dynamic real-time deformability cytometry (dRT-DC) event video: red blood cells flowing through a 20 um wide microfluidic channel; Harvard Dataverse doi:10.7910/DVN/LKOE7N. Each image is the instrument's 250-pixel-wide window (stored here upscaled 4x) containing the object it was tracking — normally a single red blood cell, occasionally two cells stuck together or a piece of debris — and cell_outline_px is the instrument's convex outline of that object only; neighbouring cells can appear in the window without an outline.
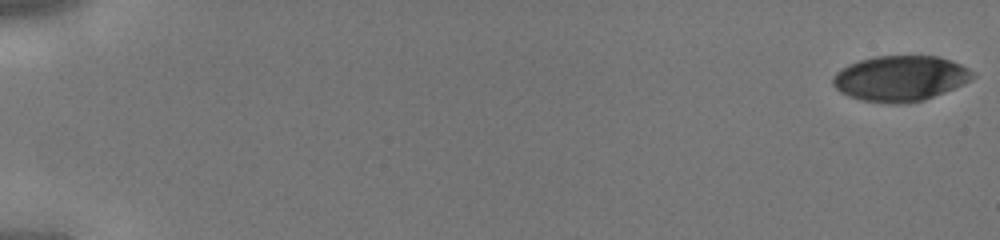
{"species": "human", "species_latin": "Homo sapiens", "temperature_condition": "cold", "stored_images_in_passage": 45, "camera_frame_rate_fps": 3000, "um_per_image_px": 0.085, "donor": {"sex": "male"}, "frame": {"image": 1, "passage_image": 1, "time_ms": 0.0, "image_size_px": [1000, 240], "cell_outline_px": [[976, 76], [972, 80], [964, 84], [924, 100], [900, 104], [892, 104], [860, 100], [848, 96], [840, 92], [832, 84], [832, 76], [836, 72], [848, 64], [860, 60], [876, 56], [936, 56], [952, 60], [976, 72]], "centroid_in_image_um": [76.54, 6.66], "position_along_channel_um": 8.5, "area_um2": 37.34}}
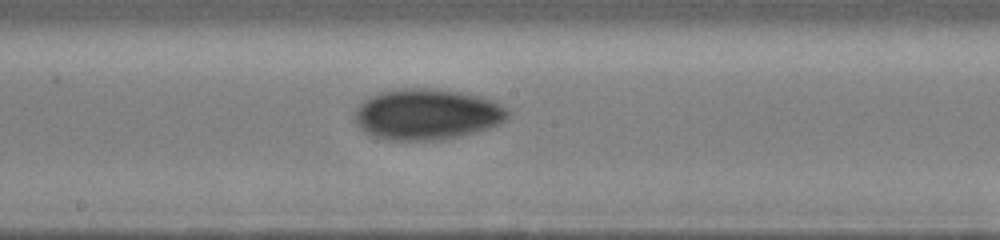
{"frame": {"image": 2, "passage_image": 26, "time_ms": 8.333, "image_size_px": [1000, 240], "cell_outline_px": [[512, 112], [500, 124], [476, 132], [460, 136], [436, 140], [388, 140], [372, 136], [360, 128], [356, 124], [352, 112], [364, 100], [380, 92], [400, 88], [436, 88], [460, 92], [480, 96], [496, 100], [508, 108]], "centroid_in_image_um": [36.31, 9.71], "position_along_channel_um": 211.9, "area_um2": 45.95}}
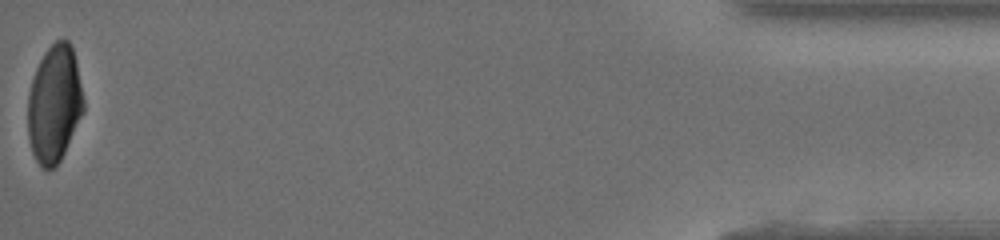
{"frame": {"image": 3, "passage_image": 45, "time_ms": 14.667, "image_size_px": [1000, 240], "cell_outline_px": [[84, 112], [60, 160], [52, 168], [44, 168], [36, 160], [32, 152], [28, 136], [28, 92], [36, 68], [44, 52], [56, 40], [68, 40], [72, 48], [76, 60], [84, 100]], "centroid_in_image_um": [4.62, 8.81], "position_along_channel_um": 430.6, "area_um2": 37.92}}